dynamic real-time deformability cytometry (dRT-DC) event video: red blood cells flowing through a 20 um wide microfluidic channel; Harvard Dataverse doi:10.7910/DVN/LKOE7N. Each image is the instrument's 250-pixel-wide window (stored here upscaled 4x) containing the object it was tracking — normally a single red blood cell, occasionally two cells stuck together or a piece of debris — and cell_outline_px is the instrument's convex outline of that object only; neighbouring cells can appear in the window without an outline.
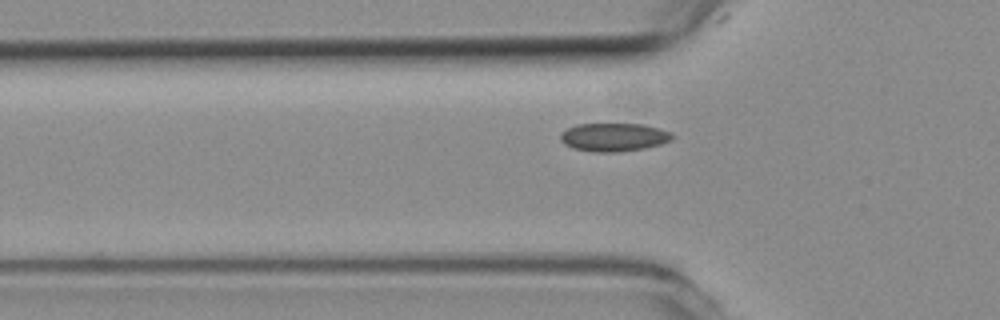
{"species": "common noctule bat (a hibernating species)", "species_latin": "Nyctalus noctula", "temperature_condition": "room temperature", "stored_images_in_passage": 39, "camera_frame_rate_fps": 3000, "um_per_image_px": 0.085, "animal": {"sex": "female", "body_mass_g": 19.3, "forearm_length_mm": 54.1}, "frame": {"image": 1, "passage_image": 3, "time_ms": 0.667, "image_size_px": [1000, 320], "cell_outline_px": [[676, 136], [672, 140], [660, 144], [644, 148], [620, 152], [592, 152], [572, 148], [564, 144], [560, 140], [560, 132], [576, 124], [644, 124], [660, 128], [672, 132]], "centroid_in_image_um": [52.19, 11.66], "position_along_channel_um": 73.6, "area_um2": 18.73}}
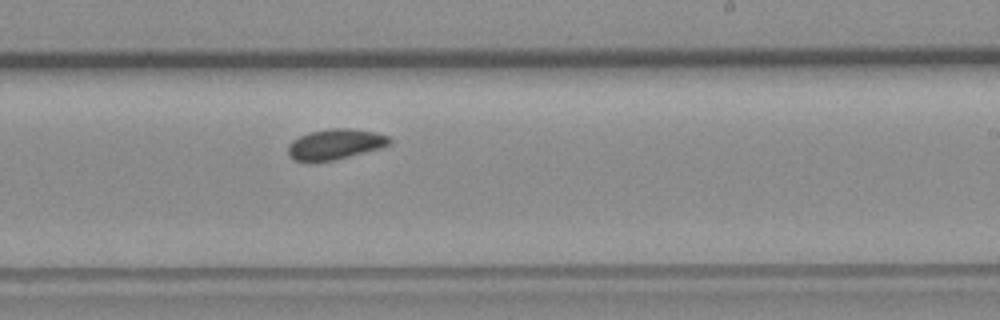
{"frame": {"image": 2, "passage_image": 18, "time_ms": 5.667, "image_size_px": [1000, 320], "cell_outline_px": [[392, 144], [380, 148], [332, 160], [296, 160], [288, 152], [288, 144], [292, 140], [308, 132], [328, 128], [348, 128], [376, 132], [388, 136], [392, 140]], "centroid_in_image_um": [28.53, 12.22], "position_along_channel_um": 260.5, "area_um2": 17.69}}
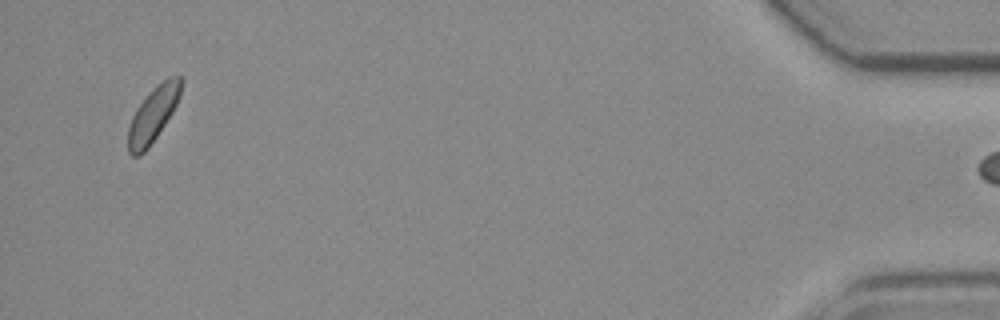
{"frame": {"image": 3, "passage_image": 38, "time_ms": 12.333, "image_size_px": [1000, 320], "cell_outline_px": [[184, 80], [180, 96], [172, 112], [148, 148], [140, 156], [132, 156], [128, 152], [128, 128], [132, 116], [136, 108], [148, 92], [152, 88], [168, 76], [180, 76]], "centroid_in_image_um": [13.01, 9.69], "position_along_channel_um": 422.2, "area_um2": 16.99}}